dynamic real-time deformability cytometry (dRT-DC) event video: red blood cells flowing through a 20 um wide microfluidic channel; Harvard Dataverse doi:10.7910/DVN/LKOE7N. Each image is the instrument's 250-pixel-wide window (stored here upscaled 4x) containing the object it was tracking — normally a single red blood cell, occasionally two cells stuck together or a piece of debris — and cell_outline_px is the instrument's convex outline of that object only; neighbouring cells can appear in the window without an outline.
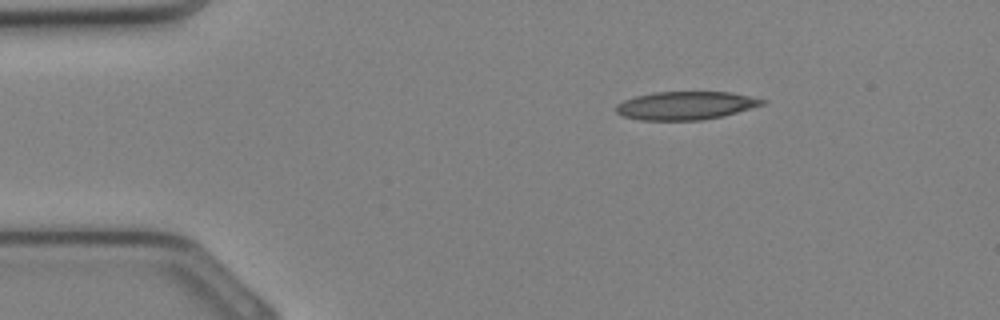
{"species": "Egyptian fruit bat (a non-hibernating species)", "species_latin": "Rousettus aegyptiacus", "temperature_condition": "cold", "stored_images_in_passage": 29, "camera_frame_rate_fps": 3000, "um_per_image_px": 0.085, "animal": {"sex": "female"}, "frame": {"image": 1, "passage_image": 1, "time_ms": 0.0, "image_size_px": [1000, 320], "cell_outline_px": [[768, 100], [764, 104], [736, 112], [704, 120], [640, 120], [624, 116], [616, 112], [616, 104], [624, 100], [636, 96], [652, 92], [732, 92]], "centroid_in_image_um": [58.27, 8.96], "position_along_channel_um": 26.7, "area_um2": 23.93}}
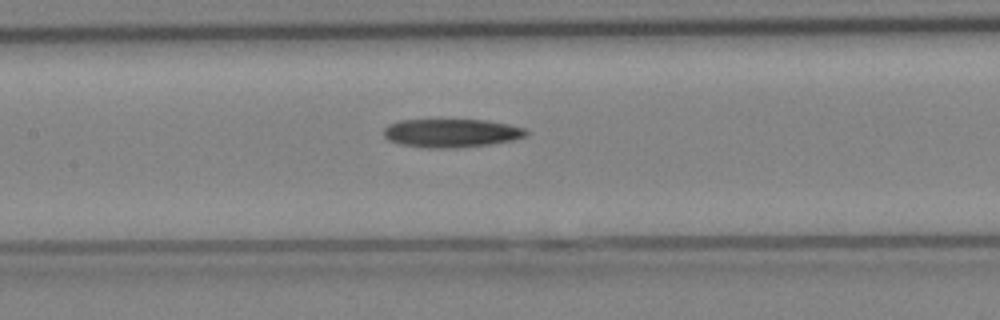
{"frame": {"image": 2, "passage_image": 11, "time_ms": 3.333, "image_size_px": [1000, 320], "cell_outline_px": [[528, 136], [512, 140], [488, 144], [456, 148], [428, 148], [400, 144], [388, 140], [384, 136], [384, 128], [388, 124], [400, 120], [488, 120], [508, 124], [524, 128], [528, 132]], "centroid_in_image_um": [38.36, 11.31], "position_along_channel_um": 169.0, "area_um2": 23.64}}
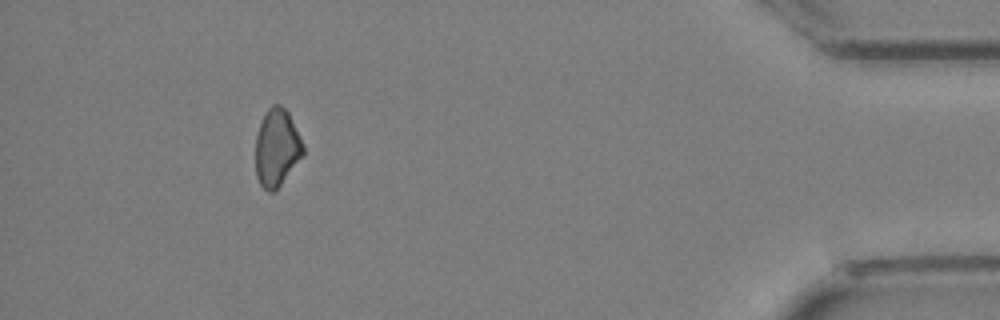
{"frame": {"image": 3, "passage_image": 26, "time_ms": 8.333, "image_size_px": [1000, 320], "cell_outline_px": [[304, 156], [280, 184], [272, 192], [268, 192], [260, 184], [256, 176], [256, 136], [260, 124], [268, 108], [272, 104], [280, 104], [288, 112], [300, 136], [304, 148]], "centroid_in_image_um": [23.54, 12.55], "position_along_channel_um": 411.7, "area_um2": 21.33}}